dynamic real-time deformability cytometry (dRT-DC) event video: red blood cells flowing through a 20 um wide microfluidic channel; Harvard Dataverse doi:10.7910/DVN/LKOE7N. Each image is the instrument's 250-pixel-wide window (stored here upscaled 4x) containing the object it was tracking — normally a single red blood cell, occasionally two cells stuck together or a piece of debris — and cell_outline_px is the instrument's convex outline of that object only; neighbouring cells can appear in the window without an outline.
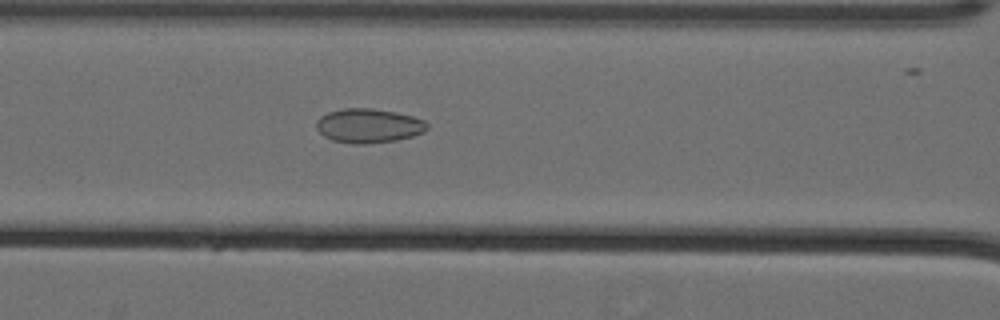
{"species": "Egyptian fruit bat (a non-hibernating species)", "species_latin": "Rousettus aegyptiacus", "temperature_condition": "cold", "stored_images_in_passage": 59, "camera_frame_rate_fps": 3000, "um_per_image_px": 0.085, "animal": {"sex": "female"}, "frame": {"image": 1, "passage_image": 28, "time_ms": 9.0, "image_size_px": [1000, 320], "cell_outline_px": [[428, 128], [424, 132], [412, 136], [396, 140], [364, 144], [356, 144], [332, 140], [324, 136], [316, 128], [316, 120], [320, 116], [328, 112], [344, 108], [372, 108], [396, 112], [412, 116], [424, 120], [428, 124]], "centroid_in_image_um": [31.32, 10.68], "position_along_channel_um": 135.3, "area_um2": 22.14}}
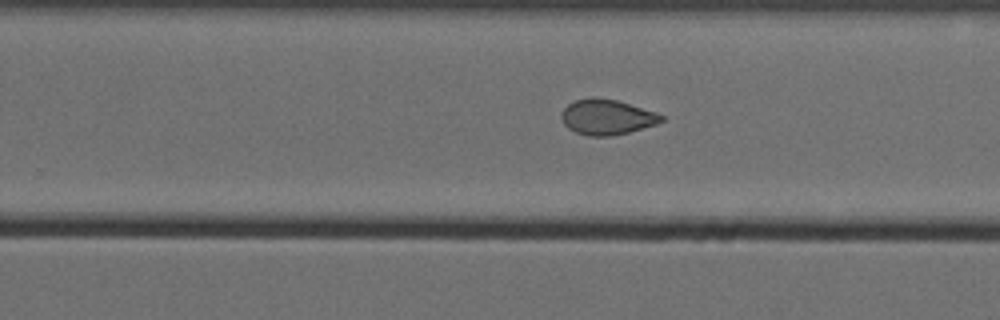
{"frame": {"image": 2, "passage_image": 40, "time_ms": 13.0, "image_size_px": [1000, 320], "cell_outline_px": [[664, 120], [656, 124], [628, 132], [612, 136], [588, 136], [576, 132], [568, 128], [564, 124], [560, 116], [564, 108], [568, 104], [576, 100], [616, 100], [656, 112], [664, 116]], "centroid_in_image_um": [51.6, 9.99], "position_along_channel_um": 278.2, "area_um2": 19.94}}
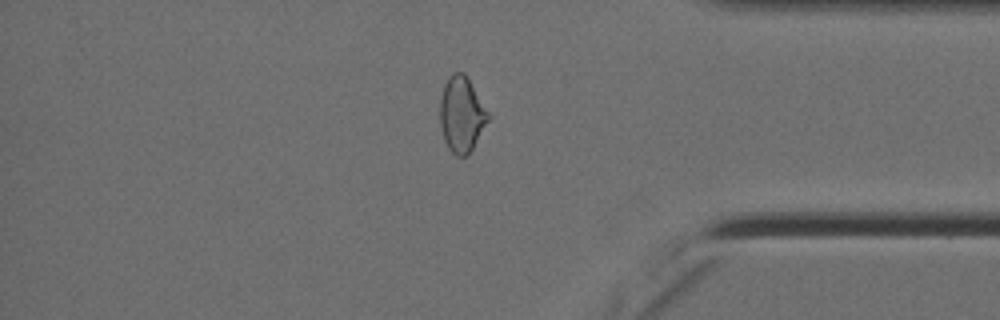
{"frame": {"image": 3, "passage_image": 51, "time_ms": 16.667, "image_size_px": [1000, 320], "cell_outline_px": [[492, 116], [468, 156], [456, 156], [448, 148], [444, 140], [440, 124], [440, 100], [444, 84], [448, 76], [452, 72], [464, 72]], "centroid_in_image_um": [39.26, 9.73], "position_along_channel_um": 395.9, "area_um2": 21.5}, "authors_computed_cell_mechanics": {"area_um2": 22.6576, "velocity_mm_per_s": 3.5915, "shape_relaxation_time_tau1_ms": null, "shape_relaxation_time_tau2_ms": 3.2955, "deformation_change_tau1": null, "deformation_change_tau2": 0.0746}}